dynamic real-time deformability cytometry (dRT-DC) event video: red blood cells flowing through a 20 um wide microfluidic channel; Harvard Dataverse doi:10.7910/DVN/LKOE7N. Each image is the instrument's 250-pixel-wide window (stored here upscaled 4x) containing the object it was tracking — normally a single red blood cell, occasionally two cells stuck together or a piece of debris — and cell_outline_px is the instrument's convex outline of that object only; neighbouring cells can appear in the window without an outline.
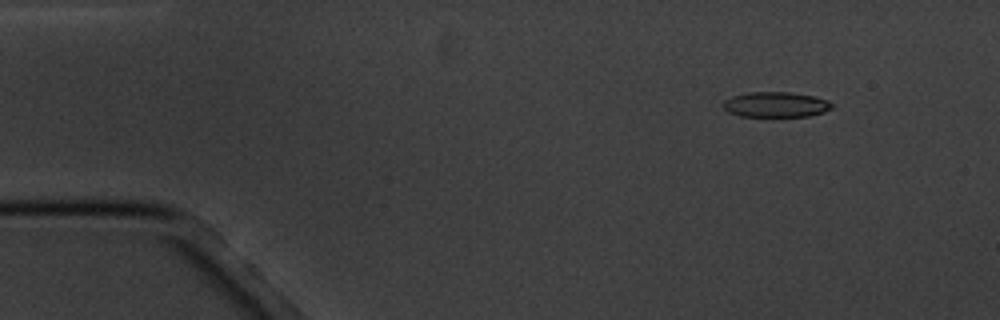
{"species": "common noctule bat (a hibernating species)", "species_latin": "Nyctalus noctula", "temperature_condition": "cold", "stored_images_in_passage": 4, "camera_frame_rate_fps": 3000, "um_per_image_px": 0.085, "animal": {"sex": "male", "body_mass_g": 20.1, "forearm_length_mm": 53.5}, "frame": {"image": 1, "passage_image": 1, "time_ms": 0.0, "image_size_px": [1000, 320], "cell_outline_px": [[832, 108], [824, 112], [808, 116], [740, 116], [728, 112], [724, 108], [724, 100], [732, 96], [748, 92], [788, 92], [812, 96], [828, 100], [832, 104]], "centroid_in_image_um": [65.93, 8.89], "position_along_channel_um": 19.1, "area_um2": 15.9}}
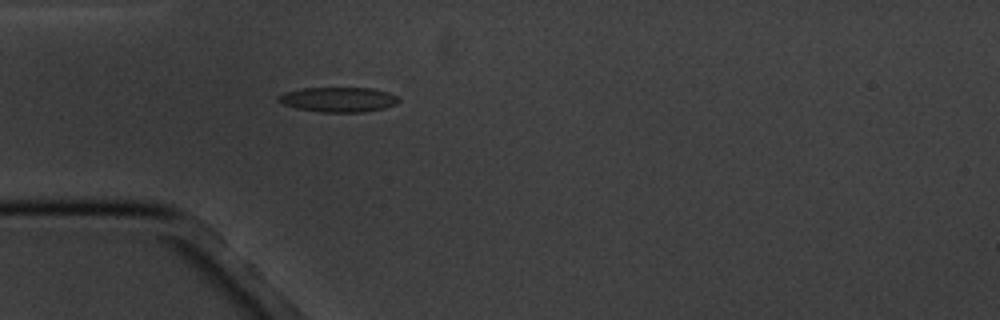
{"frame": {"image": 2, "passage_image": 4, "time_ms": 3.333, "image_size_px": [1000, 320], "cell_outline_px": [[400, 100], [396, 104], [384, 108], [364, 112], [320, 112], [296, 108], [284, 104], [276, 100], [276, 96], [284, 92], [300, 88], [372, 88], [388, 92], [396, 96]], "centroid_in_image_um": [28.73, 8.46], "position_along_channel_um": 56.3, "area_um2": 17.51}}